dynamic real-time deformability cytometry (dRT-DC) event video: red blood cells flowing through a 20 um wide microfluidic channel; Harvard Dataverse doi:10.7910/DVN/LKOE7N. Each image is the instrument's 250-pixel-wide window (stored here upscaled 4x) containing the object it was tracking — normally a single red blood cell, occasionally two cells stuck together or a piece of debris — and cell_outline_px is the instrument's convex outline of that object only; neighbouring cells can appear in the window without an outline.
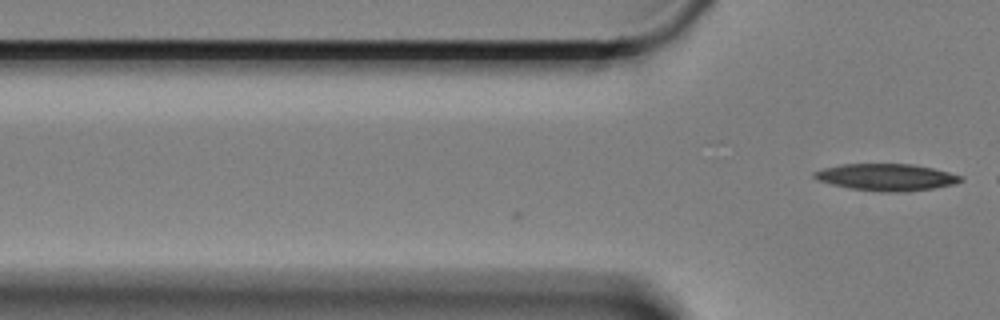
{"species": "Egyptian fruit bat (a non-hibernating species)", "species_latin": "Rousettus aegyptiacus", "temperature_condition": "cold", "stored_images_in_passage": 2, "camera_frame_rate_fps": 3000, "um_per_image_px": 0.085, "animal": {"sex": "female"}, "frame": {"image": 1, "passage_image": 2, "time_ms": 0.333, "image_size_px": [1000, 320], "cell_outline_px": [[964, 180], [956, 184], [908, 192], [880, 192], [852, 188], [832, 184], [816, 180], [812, 176], [812, 172], [824, 168], [840, 164], [912, 164], [932, 168], [964, 176]], "centroid_in_image_um": [75.35, 15.06], "position_along_channel_um": 50.4, "area_um2": 23.06}}